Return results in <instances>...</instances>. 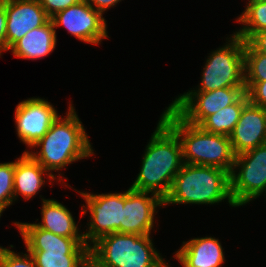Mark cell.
<instances>
[{
	"label": "cell",
	"mask_w": 266,
	"mask_h": 267,
	"mask_svg": "<svg viewBox=\"0 0 266 267\" xmlns=\"http://www.w3.org/2000/svg\"><path fill=\"white\" fill-rule=\"evenodd\" d=\"M71 103L66 116L60 115L47 133L32 146V149L39 147L40 151H24L60 182L63 180L60 178L62 173L56 176L52 171L63 170L72 162L94 155L89 136Z\"/></svg>",
	"instance_id": "obj_1"
},
{
	"label": "cell",
	"mask_w": 266,
	"mask_h": 267,
	"mask_svg": "<svg viewBox=\"0 0 266 267\" xmlns=\"http://www.w3.org/2000/svg\"><path fill=\"white\" fill-rule=\"evenodd\" d=\"M183 164L179 138L160 119L146 145L140 172L130 188L155 193L164 200Z\"/></svg>",
	"instance_id": "obj_2"
},
{
	"label": "cell",
	"mask_w": 266,
	"mask_h": 267,
	"mask_svg": "<svg viewBox=\"0 0 266 267\" xmlns=\"http://www.w3.org/2000/svg\"><path fill=\"white\" fill-rule=\"evenodd\" d=\"M160 119L179 138L183 163L231 172L236 155L229 136L210 133L198 125L188 124L170 106L163 111Z\"/></svg>",
	"instance_id": "obj_3"
},
{
	"label": "cell",
	"mask_w": 266,
	"mask_h": 267,
	"mask_svg": "<svg viewBox=\"0 0 266 267\" xmlns=\"http://www.w3.org/2000/svg\"><path fill=\"white\" fill-rule=\"evenodd\" d=\"M227 200L235 207L230 191V173L217 167L184 163L176 174L169 194L168 204H216Z\"/></svg>",
	"instance_id": "obj_4"
},
{
	"label": "cell",
	"mask_w": 266,
	"mask_h": 267,
	"mask_svg": "<svg viewBox=\"0 0 266 267\" xmlns=\"http://www.w3.org/2000/svg\"><path fill=\"white\" fill-rule=\"evenodd\" d=\"M37 267H85L90 247L84 238H68L41 229L35 223L14 222Z\"/></svg>",
	"instance_id": "obj_5"
},
{
	"label": "cell",
	"mask_w": 266,
	"mask_h": 267,
	"mask_svg": "<svg viewBox=\"0 0 266 267\" xmlns=\"http://www.w3.org/2000/svg\"><path fill=\"white\" fill-rule=\"evenodd\" d=\"M150 235L111 233L90 246V258L99 267H165Z\"/></svg>",
	"instance_id": "obj_6"
},
{
	"label": "cell",
	"mask_w": 266,
	"mask_h": 267,
	"mask_svg": "<svg viewBox=\"0 0 266 267\" xmlns=\"http://www.w3.org/2000/svg\"><path fill=\"white\" fill-rule=\"evenodd\" d=\"M228 42L211 52L206 60L201 84L188 92H209L227 87H245V41L233 34Z\"/></svg>",
	"instance_id": "obj_7"
},
{
	"label": "cell",
	"mask_w": 266,
	"mask_h": 267,
	"mask_svg": "<svg viewBox=\"0 0 266 267\" xmlns=\"http://www.w3.org/2000/svg\"><path fill=\"white\" fill-rule=\"evenodd\" d=\"M230 191L235 207L266 193V143L236 155L230 172Z\"/></svg>",
	"instance_id": "obj_8"
},
{
	"label": "cell",
	"mask_w": 266,
	"mask_h": 267,
	"mask_svg": "<svg viewBox=\"0 0 266 267\" xmlns=\"http://www.w3.org/2000/svg\"><path fill=\"white\" fill-rule=\"evenodd\" d=\"M86 205L81 209L82 216L90 212L88 230L83 233V238L89 247L100 237L111 234H122V209L125 205V192L93 194L80 192ZM87 209V210H86Z\"/></svg>",
	"instance_id": "obj_9"
},
{
	"label": "cell",
	"mask_w": 266,
	"mask_h": 267,
	"mask_svg": "<svg viewBox=\"0 0 266 267\" xmlns=\"http://www.w3.org/2000/svg\"><path fill=\"white\" fill-rule=\"evenodd\" d=\"M245 87H227L209 92H185L169 106L188 124L200 125L208 116L236 103Z\"/></svg>",
	"instance_id": "obj_10"
},
{
	"label": "cell",
	"mask_w": 266,
	"mask_h": 267,
	"mask_svg": "<svg viewBox=\"0 0 266 267\" xmlns=\"http://www.w3.org/2000/svg\"><path fill=\"white\" fill-rule=\"evenodd\" d=\"M50 20L55 30L63 26L68 33L85 43L97 45L108 38L105 18L84 0L56 13Z\"/></svg>",
	"instance_id": "obj_11"
},
{
	"label": "cell",
	"mask_w": 266,
	"mask_h": 267,
	"mask_svg": "<svg viewBox=\"0 0 266 267\" xmlns=\"http://www.w3.org/2000/svg\"><path fill=\"white\" fill-rule=\"evenodd\" d=\"M14 116L19 140L31 149L60 115L47 100L32 97L17 105Z\"/></svg>",
	"instance_id": "obj_12"
},
{
	"label": "cell",
	"mask_w": 266,
	"mask_h": 267,
	"mask_svg": "<svg viewBox=\"0 0 266 267\" xmlns=\"http://www.w3.org/2000/svg\"><path fill=\"white\" fill-rule=\"evenodd\" d=\"M162 206L164 200L159 195L129 187L125 191V205L122 209V234L151 235L157 207Z\"/></svg>",
	"instance_id": "obj_13"
},
{
	"label": "cell",
	"mask_w": 266,
	"mask_h": 267,
	"mask_svg": "<svg viewBox=\"0 0 266 267\" xmlns=\"http://www.w3.org/2000/svg\"><path fill=\"white\" fill-rule=\"evenodd\" d=\"M6 51L25 34L43 26L50 18L39 0H6Z\"/></svg>",
	"instance_id": "obj_14"
},
{
	"label": "cell",
	"mask_w": 266,
	"mask_h": 267,
	"mask_svg": "<svg viewBox=\"0 0 266 267\" xmlns=\"http://www.w3.org/2000/svg\"><path fill=\"white\" fill-rule=\"evenodd\" d=\"M235 155L266 143V109L248 101L229 135Z\"/></svg>",
	"instance_id": "obj_15"
},
{
	"label": "cell",
	"mask_w": 266,
	"mask_h": 267,
	"mask_svg": "<svg viewBox=\"0 0 266 267\" xmlns=\"http://www.w3.org/2000/svg\"><path fill=\"white\" fill-rule=\"evenodd\" d=\"M223 250L219 239L198 237L183 242L173 258L183 267H221L225 262Z\"/></svg>",
	"instance_id": "obj_16"
},
{
	"label": "cell",
	"mask_w": 266,
	"mask_h": 267,
	"mask_svg": "<svg viewBox=\"0 0 266 267\" xmlns=\"http://www.w3.org/2000/svg\"><path fill=\"white\" fill-rule=\"evenodd\" d=\"M47 174V175H46ZM43 175L49 177V182L56 178L45 170L37 161H35L27 152L15 160L14 172V202L18 196H23L25 200L33 198L38 191L40 192L46 183Z\"/></svg>",
	"instance_id": "obj_17"
},
{
	"label": "cell",
	"mask_w": 266,
	"mask_h": 267,
	"mask_svg": "<svg viewBox=\"0 0 266 267\" xmlns=\"http://www.w3.org/2000/svg\"><path fill=\"white\" fill-rule=\"evenodd\" d=\"M56 43V30L49 19L43 26L28 31L9 50L14 57L36 60L50 54Z\"/></svg>",
	"instance_id": "obj_18"
},
{
	"label": "cell",
	"mask_w": 266,
	"mask_h": 267,
	"mask_svg": "<svg viewBox=\"0 0 266 267\" xmlns=\"http://www.w3.org/2000/svg\"><path fill=\"white\" fill-rule=\"evenodd\" d=\"M42 199V221L35 225L59 236L83 238L72 213L60 202L53 199Z\"/></svg>",
	"instance_id": "obj_19"
},
{
	"label": "cell",
	"mask_w": 266,
	"mask_h": 267,
	"mask_svg": "<svg viewBox=\"0 0 266 267\" xmlns=\"http://www.w3.org/2000/svg\"><path fill=\"white\" fill-rule=\"evenodd\" d=\"M249 101L245 93L236 103L208 116L199 126L210 133L229 136L236 126L244 105Z\"/></svg>",
	"instance_id": "obj_20"
},
{
	"label": "cell",
	"mask_w": 266,
	"mask_h": 267,
	"mask_svg": "<svg viewBox=\"0 0 266 267\" xmlns=\"http://www.w3.org/2000/svg\"><path fill=\"white\" fill-rule=\"evenodd\" d=\"M248 1L244 12L236 19L243 25V28L234 33L244 41H248L255 33L266 30V1Z\"/></svg>",
	"instance_id": "obj_21"
},
{
	"label": "cell",
	"mask_w": 266,
	"mask_h": 267,
	"mask_svg": "<svg viewBox=\"0 0 266 267\" xmlns=\"http://www.w3.org/2000/svg\"><path fill=\"white\" fill-rule=\"evenodd\" d=\"M245 81H266V55L257 52L247 41L244 48Z\"/></svg>",
	"instance_id": "obj_22"
},
{
	"label": "cell",
	"mask_w": 266,
	"mask_h": 267,
	"mask_svg": "<svg viewBox=\"0 0 266 267\" xmlns=\"http://www.w3.org/2000/svg\"><path fill=\"white\" fill-rule=\"evenodd\" d=\"M15 162L0 163V209L5 210L14 202Z\"/></svg>",
	"instance_id": "obj_23"
},
{
	"label": "cell",
	"mask_w": 266,
	"mask_h": 267,
	"mask_svg": "<svg viewBox=\"0 0 266 267\" xmlns=\"http://www.w3.org/2000/svg\"><path fill=\"white\" fill-rule=\"evenodd\" d=\"M0 260L5 267H37L29 252L21 255L6 247H0Z\"/></svg>",
	"instance_id": "obj_24"
},
{
	"label": "cell",
	"mask_w": 266,
	"mask_h": 267,
	"mask_svg": "<svg viewBox=\"0 0 266 267\" xmlns=\"http://www.w3.org/2000/svg\"><path fill=\"white\" fill-rule=\"evenodd\" d=\"M249 101L266 109V81H245Z\"/></svg>",
	"instance_id": "obj_25"
},
{
	"label": "cell",
	"mask_w": 266,
	"mask_h": 267,
	"mask_svg": "<svg viewBox=\"0 0 266 267\" xmlns=\"http://www.w3.org/2000/svg\"><path fill=\"white\" fill-rule=\"evenodd\" d=\"M80 1L82 0H39L49 18L70 6L78 4Z\"/></svg>",
	"instance_id": "obj_26"
},
{
	"label": "cell",
	"mask_w": 266,
	"mask_h": 267,
	"mask_svg": "<svg viewBox=\"0 0 266 267\" xmlns=\"http://www.w3.org/2000/svg\"><path fill=\"white\" fill-rule=\"evenodd\" d=\"M6 0H0V56L6 51Z\"/></svg>",
	"instance_id": "obj_27"
},
{
	"label": "cell",
	"mask_w": 266,
	"mask_h": 267,
	"mask_svg": "<svg viewBox=\"0 0 266 267\" xmlns=\"http://www.w3.org/2000/svg\"><path fill=\"white\" fill-rule=\"evenodd\" d=\"M247 42L257 52L266 55V30L255 33Z\"/></svg>",
	"instance_id": "obj_28"
},
{
	"label": "cell",
	"mask_w": 266,
	"mask_h": 267,
	"mask_svg": "<svg viewBox=\"0 0 266 267\" xmlns=\"http://www.w3.org/2000/svg\"><path fill=\"white\" fill-rule=\"evenodd\" d=\"M84 1L103 15L106 10L112 8L118 2L120 3V1L122 0H84Z\"/></svg>",
	"instance_id": "obj_29"
},
{
	"label": "cell",
	"mask_w": 266,
	"mask_h": 267,
	"mask_svg": "<svg viewBox=\"0 0 266 267\" xmlns=\"http://www.w3.org/2000/svg\"><path fill=\"white\" fill-rule=\"evenodd\" d=\"M85 267H99V266L91 258H89Z\"/></svg>",
	"instance_id": "obj_30"
},
{
	"label": "cell",
	"mask_w": 266,
	"mask_h": 267,
	"mask_svg": "<svg viewBox=\"0 0 266 267\" xmlns=\"http://www.w3.org/2000/svg\"><path fill=\"white\" fill-rule=\"evenodd\" d=\"M0 267H5V265L1 262V260H0Z\"/></svg>",
	"instance_id": "obj_31"
},
{
	"label": "cell",
	"mask_w": 266,
	"mask_h": 267,
	"mask_svg": "<svg viewBox=\"0 0 266 267\" xmlns=\"http://www.w3.org/2000/svg\"><path fill=\"white\" fill-rule=\"evenodd\" d=\"M3 213V210L0 209V217L2 216L1 214Z\"/></svg>",
	"instance_id": "obj_32"
},
{
	"label": "cell",
	"mask_w": 266,
	"mask_h": 267,
	"mask_svg": "<svg viewBox=\"0 0 266 267\" xmlns=\"http://www.w3.org/2000/svg\"><path fill=\"white\" fill-rule=\"evenodd\" d=\"M165 267H171V266H169V263H166Z\"/></svg>",
	"instance_id": "obj_33"
}]
</instances>
